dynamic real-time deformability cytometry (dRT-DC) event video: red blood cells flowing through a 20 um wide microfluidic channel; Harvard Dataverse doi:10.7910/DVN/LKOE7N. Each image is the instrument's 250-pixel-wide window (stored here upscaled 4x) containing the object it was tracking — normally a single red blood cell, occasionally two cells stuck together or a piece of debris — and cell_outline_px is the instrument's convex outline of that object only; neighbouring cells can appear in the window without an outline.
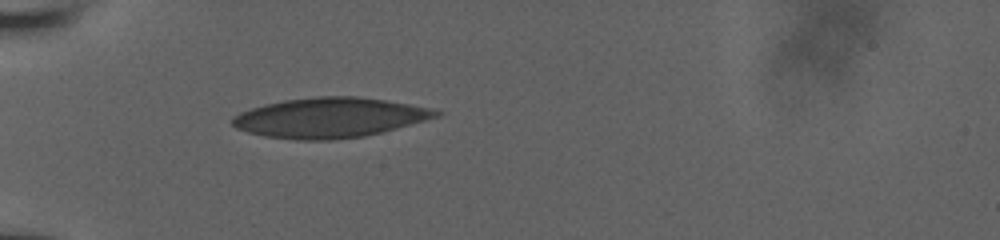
{"species": "human", "species_latin": "Homo sapiens", "temperature_condition": "room temperature", "stored_images_in_passage": 16, "camera_frame_rate_fps": 3000, "um_per_image_px": 0.085, "donor": {"sex": "male"}, "frame": {"image": 1, "passage_image": 1, "time_ms": 0.0, "image_size_px": [1000, 240], "cell_outline_px": [[444, 112], [440, 116], [396, 128], [364, 136], [328, 140], [296, 140], [264, 136], [248, 132], [236, 128], [232, 124], [232, 116], [240, 112], [264, 104], [284, 100], [316, 96], [356, 96], [384, 100], [432, 108]], "centroid_in_image_um": [28.0, 10.0], "position_along_channel_um": 57.0, "area_um2": 47.28}}
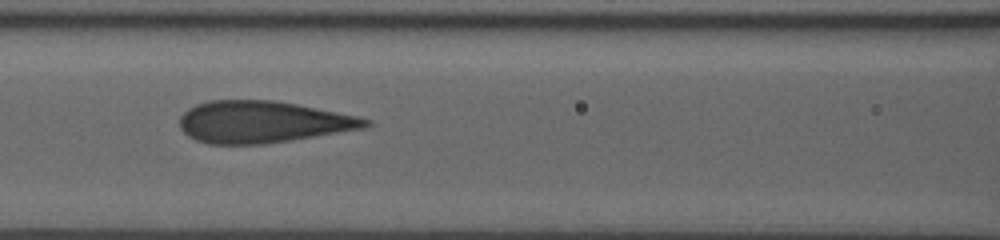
{"frame": {"image": 2, "passage_image": 7, "time_ms": 2.667, "image_size_px": [1000, 240], "cell_outline_px": [[372, 124], [364, 128], [264, 144], [208, 144], [196, 140], [188, 136], [180, 128], [180, 116], [188, 108], [196, 104], [208, 100], [276, 100], [356, 116], [372, 120]], "centroid_in_image_um": [22.27, 10.36], "position_along_channel_um": 144.3, "area_um2": 45.08}}
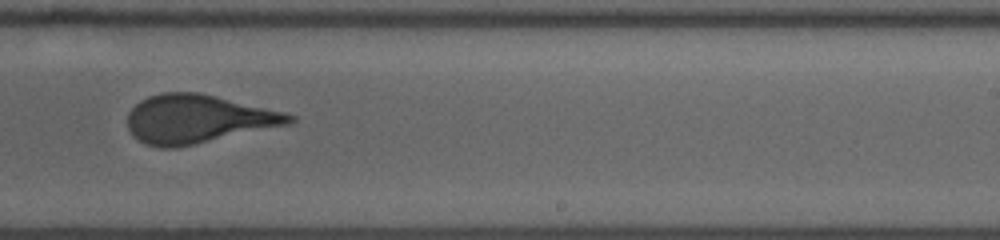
{"frame": {"image": 3, "passage_image": 14, "time_ms": 6.0, "image_size_px": [1000, 240], "cell_outline_px": [[296, 120], [292, 124], [196, 144], [176, 148], [160, 148], [148, 144], [132, 136], [128, 128], [128, 112], [140, 100], [148, 96], [160, 92], [200, 92], [284, 112], [296, 116]], "centroid_in_image_um": [16.82, 10.11], "position_along_channel_um": 272.2, "area_um2": 45.95}}